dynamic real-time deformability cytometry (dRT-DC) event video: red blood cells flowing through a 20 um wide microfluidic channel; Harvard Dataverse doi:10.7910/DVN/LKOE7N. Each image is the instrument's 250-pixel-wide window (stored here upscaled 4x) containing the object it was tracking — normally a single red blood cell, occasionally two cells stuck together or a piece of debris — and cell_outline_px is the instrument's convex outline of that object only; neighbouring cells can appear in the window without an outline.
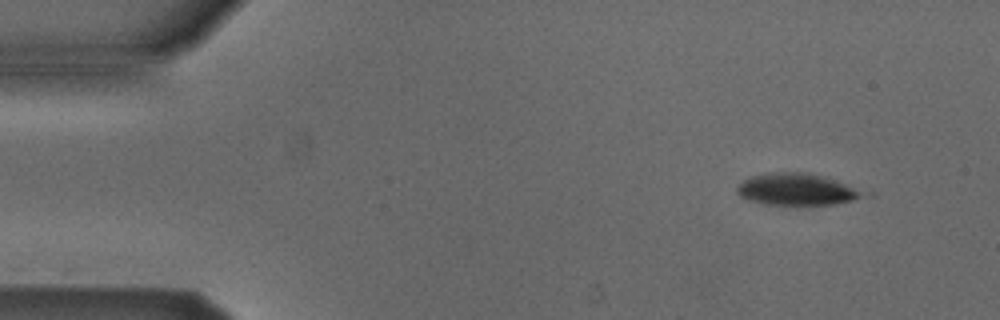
{"species": "Egyptian fruit bat (a non-hibernating species)", "species_latin": "Rousettus aegyptiacus", "temperature_condition": "cold", "stored_images_in_passage": 6, "segment_of_instrument_passage": [1, 2], "camera_frame_rate_fps": 3000, "um_per_image_px": 0.085, "animal": {"sex": "male"}, "frame": {"image": 1, "passage_image": 2, "time_ms": 0.333, "image_size_px": [1000, 320], "cell_outline_px": [[860, 196], [852, 200], [836, 204], [764, 204], [748, 200], [740, 196], [736, 192], [736, 188], [744, 180], [752, 176], [772, 172], [804, 172], [824, 176], [844, 184], [860, 192]], "centroid_in_image_um": [67.58, 16.09], "position_along_channel_um": 17.4, "area_um2": 22.6}}